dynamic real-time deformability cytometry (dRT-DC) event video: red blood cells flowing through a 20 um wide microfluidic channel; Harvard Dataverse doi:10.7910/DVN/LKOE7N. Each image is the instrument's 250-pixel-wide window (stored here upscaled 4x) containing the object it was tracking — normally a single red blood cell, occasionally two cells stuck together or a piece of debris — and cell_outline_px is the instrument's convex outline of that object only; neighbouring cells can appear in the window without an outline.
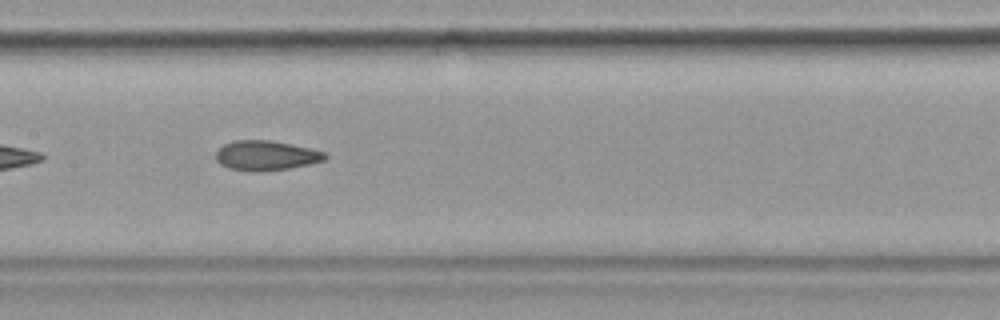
{"species": "common noctule bat (a hibernating species)", "species_latin": "Nyctalus noctula", "temperature_condition": "cold", "stored_images_in_passage": 40, "camera_frame_rate_fps": 3000, "um_per_image_px": 0.085, "animal": {"sex": "female", "body_mass_g": 19.9}, "frame": {"image": 1, "passage_image": 12, "time_ms": 3.667, "image_size_px": [1000, 320], "cell_outline_px": [[328, 156], [324, 160], [308, 164], [288, 168], [228, 168], [220, 164], [216, 160], [216, 152], [224, 144], [232, 140], [272, 140], [292, 144], [324, 152]], "centroid_in_image_um": [22.61, 13.15], "position_along_channel_um": 184.8, "area_um2": 17.98}, "authors_computed_cell_mechanics": {"area_um2": 19.1607, "velocity_mm_per_s": 3.5816, "shape_relaxation_time_tau1_ms": null, "shape_relaxation_time_tau2_ms": 3.9754, "deformation_change_tau1": null, "deformation_change_tau2": 0.1073}}